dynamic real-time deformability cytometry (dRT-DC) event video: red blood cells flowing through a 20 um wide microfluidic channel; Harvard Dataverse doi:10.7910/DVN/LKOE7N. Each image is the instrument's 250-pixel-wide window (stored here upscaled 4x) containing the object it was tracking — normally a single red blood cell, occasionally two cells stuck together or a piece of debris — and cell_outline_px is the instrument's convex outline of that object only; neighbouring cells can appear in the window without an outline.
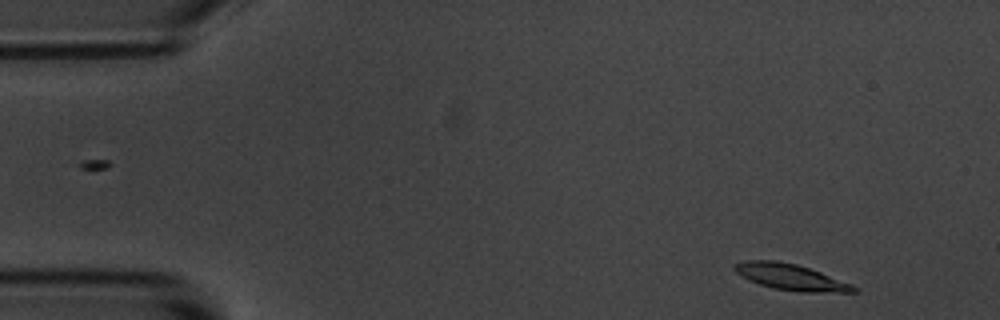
{"species": "common noctule bat (a hibernating species)", "species_latin": "Nyctalus noctula", "temperature_condition": "room temperature", "stored_images_in_passage": 4, "camera_frame_rate_fps": 3000, "um_per_image_px": 0.085, "animal": {"sex": "male", "body_mass_g": 20.1, "forearm_length_mm": 53.5}, "frame": {"image": 1, "passage_image": 1, "time_ms": 0.0, "image_size_px": [1000, 320], "cell_outline_px": [[856, 292], [800, 292], [776, 288], [760, 284], [748, 280], [736, 272], [732, 268], [732, 264], [744, 260], [776, 260], [796, 264], [820, 272], [852, 284], [856, 288]], "centroid_in_image_um": [67.16, 23.53], "position_along_channel_um": 17.8, "area_um2": 17.98}}
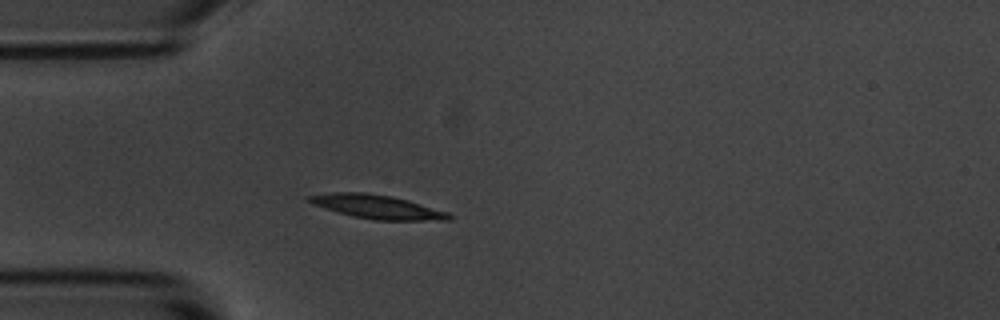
{"frame": {"image": 2, "passage_image": 4, "time_ms": 3.333, "image_size_px": [1000, 320], "cell_outline_px": [[452, 220], [372, 220], [352, 216], [324, 208], [312, 204], [308, 200], [308, 196], [332, 192], [364, 192], [392, 196], [408, 200], [448, 212], [452, 216]], "centroid_in_image_um": [32.06, 17.58], "position_along_channel_um": 52.9, "area_um2": 19.36}}